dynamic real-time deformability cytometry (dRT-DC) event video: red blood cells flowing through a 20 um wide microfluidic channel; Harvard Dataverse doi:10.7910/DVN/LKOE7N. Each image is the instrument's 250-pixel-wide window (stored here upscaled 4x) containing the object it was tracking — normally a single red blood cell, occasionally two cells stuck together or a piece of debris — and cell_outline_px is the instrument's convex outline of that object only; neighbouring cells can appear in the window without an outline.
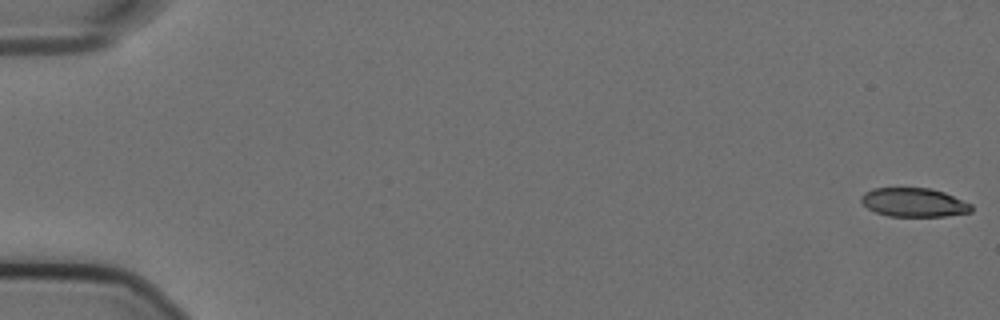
{"species": "Egyptian fruit bat (a non-hibernating species)", "species_latin": "Rousettus aegyptiacus", "temperature_condition": "cold", "stored_images_in_passage": 57, "camera_frame_rate_fps": 3000, "um_per_image_px": 0.085, "animal": {"sex": "female"}, "frame": {"image": 1, "passage_image": 1, "time_ms": 0.0, "image_size_px": [1000, 320], "cell_outline_px": [[972, 212], [944, 216], [888, 216], [876, 212], [868, 208], [860, 200], [860, 196], [864, 192], [872, 188], [932, 188], [944, 192], [972, 204]], "centroid_in_image_um": [77.67, 17.2], "position_along_channel_um": 7.3, "area_um2": 18.55}}
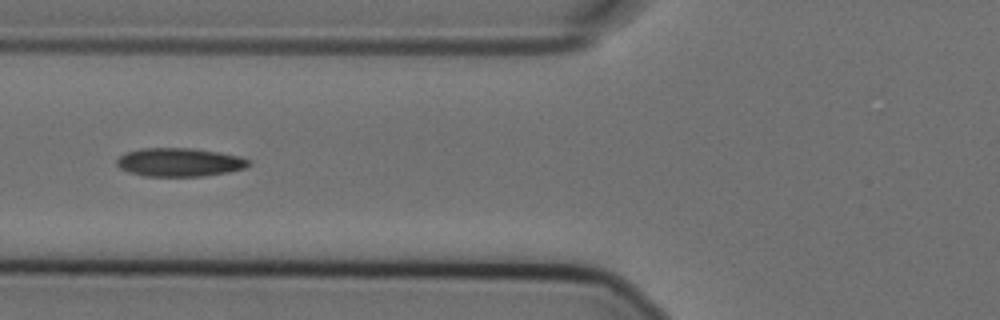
{"frame": {"image": 2, "passage_image": 23, "time_ms": 7.333, "image_size_px": [1000, 320], "cell_outline_px": [[252, 164], [244, 168], [228, 172], [204, 176], [144, 176], [128, 172], [120, 168], [116, 164], [116, 160], [120, 156], [128, 152], [140, 148], [192, 148], [240, 156], [252, 160]], "centroid_in_image_um": [15.27, 13.79], "position_along_channel_um": 110.5, "area_um2": 21.96}}
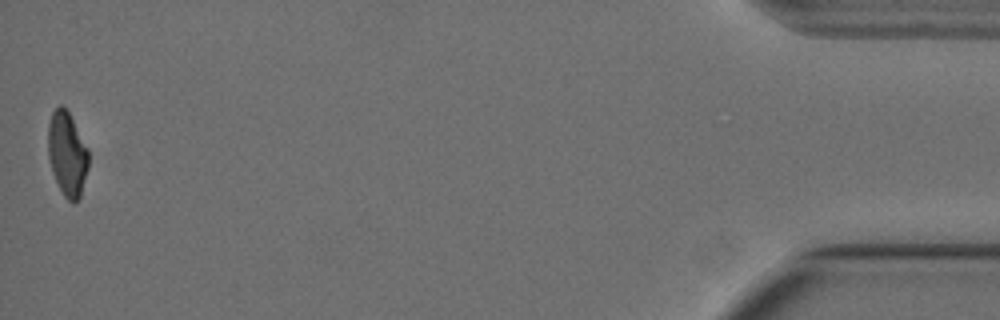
{"frame": {"image": 3, "passage_image": 57, "time_ms": 18.667, "image_size_px": [1000, 320], "cell_outline_px": [[88, 168], [80, 196], [72, 204], [64, 196], [52, 172], [48, 156], [48, 124], [52, 112], [60, 104], [68, 112], [88, 148]], "centroid_in_image_um": [5.7, 13.09], "position_along_channel_um": 429.5, "area_um2": 19.65}, "authors_computed_cell_mechanics": {"area_um2": 21.097, "velocity_mm_per_s": 3.5881, "shape_relaxation_time_tau1_ms": 6.3651, "shape_relaxation_time_tau2_ms": 3.4464, "deformation_change_tau1": 0.1936, "deformation_change_tau2": 0.1055}}